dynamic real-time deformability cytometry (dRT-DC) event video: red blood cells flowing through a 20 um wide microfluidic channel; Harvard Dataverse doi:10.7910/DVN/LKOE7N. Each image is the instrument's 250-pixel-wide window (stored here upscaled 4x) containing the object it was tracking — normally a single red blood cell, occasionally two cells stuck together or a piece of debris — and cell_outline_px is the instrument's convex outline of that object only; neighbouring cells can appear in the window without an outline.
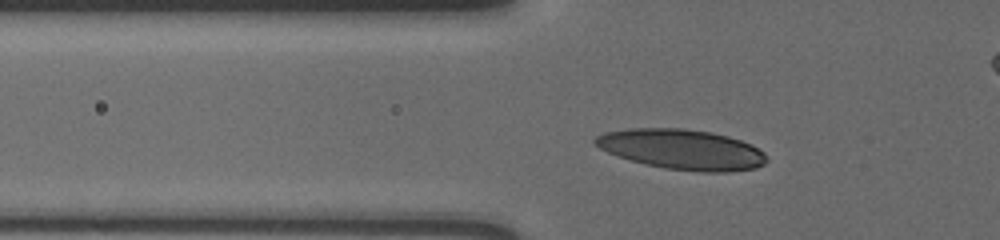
{"species": "human", "species_latin": "Homo sapiens", "temperature_condition": "cold", "stored_images_in_passage": 27, "camera_frame_rate_fps": 3000, "um_per_image_px": 0.085, "donor": {"sex": "male"}, "frame": {"image": 1, "passage_image": 6, "time_ms": 1.667, "image_size_px": [1000, 240], "cell_outline_px": [[768, 160], [764, 164], [756, 168], [728, 172], [700, 172], [664, 168], [644, 164], [608, 152], [592, 144], [592, 140], [596, 136], [604, 132], [628, 128], [684, 128], [712, 132], [728, 136], [752, 144], [764, 152]], "centroid_in_image_um": [57.97, 12.69], "position_along_channel_um": 67.8, "area_um2": 40.4}}
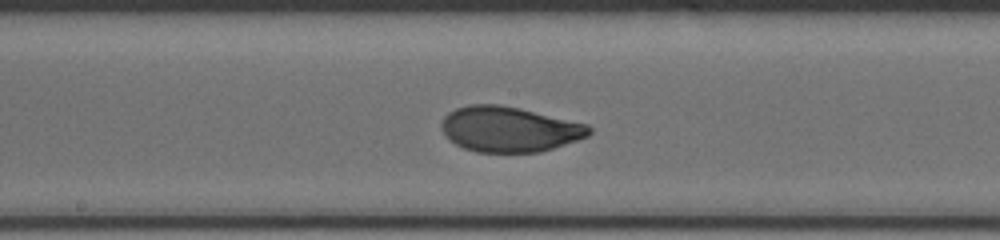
{"frame": {"image": 2, "passage_image": 18, "time_ms": 5.667, "image_size_px": [1000, 240], "cell_outline_px": [[592, 132], [588, 136], [540, 152], [476, 152], [464, 148], [456, 144], [444, 136], [440, 128], [440, 124], [444, 116], [448, 112], [456, 108], [468, 104], [500, 104], [520, 108], [588, 124], [592, 128]], "centroid_in_image_um": [43.25, 10.97], "position_along_channel_um": 205.0, "area_um2": 39.19}}
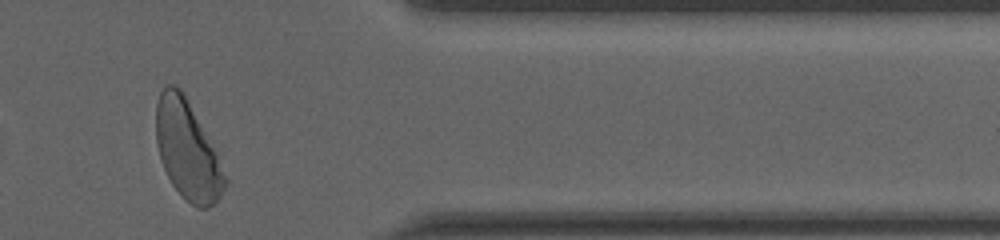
{"frame": {"image": 3, "passage_image": 27, "time_ms": 8.667, "image_size_px": [1000, 240], "cell_outline_px": [[228, 180], [220, 196], [208, 208], [196, 208], [172, 184], [160, 160], [156, 144], [156, 104], [160, 92], [168, 84], [172, 84], [180, 88], [216, 152]], "centroid_in_image_um": [15.91, 12.77], "position_along_channel_um": 395.5, "area_um2": 38.78}, "authors_computed_cell_mechanics": {"area_um2": 38.9572, "velocity_mm_per_s": 3.6169, "shape_relaxation_time_tau1_ms": 5.0867, "shape_relaxation_time_tau2_ms": 0.8775, "deformation_change_tau1": 0.2121, "deformation_change_tau2": 0.0539}}